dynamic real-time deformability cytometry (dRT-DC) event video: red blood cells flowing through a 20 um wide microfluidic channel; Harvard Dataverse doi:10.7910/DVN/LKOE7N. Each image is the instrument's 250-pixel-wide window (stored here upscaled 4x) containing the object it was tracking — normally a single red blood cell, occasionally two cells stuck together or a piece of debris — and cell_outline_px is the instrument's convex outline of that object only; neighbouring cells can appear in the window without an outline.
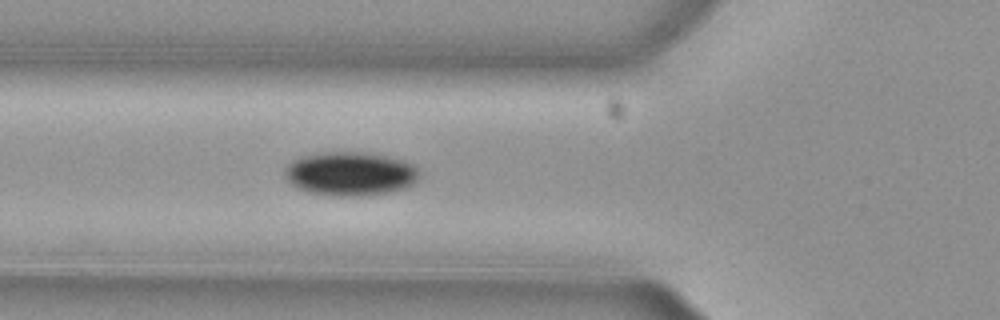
{"species": "common noctule bat (a hibernating species)", "species_latin": "Nyctalus noctula", "temperature_condition": "cold", "stored_images_in_passage": 42, "camera_frame_rate_fps": 3000, "um_per_image_px": 0.085, "animal": {"sex": "female", "body_mass_g": 29.2, "forearm_length_mm": 56.3}, "frame": {"image": 1, "passage_image": 10, "time_ms": 3.0, "image_size_px": [1000, 320], "cell_outline_px": [[420, 176], [416, 184], [392, 192], [360, 196], [332, 196], [308, 192], [296, 188], [284, 176], [284, 168], [292, 160], [300, 156], [324, 152], [364, 152], [388, 156], [404, 160], [412, 164], [420, 172]], "centroid_in_image_um": [29.78, 14.77], "position_along_channel_um": 96.0, "area_um2": 34.91}}
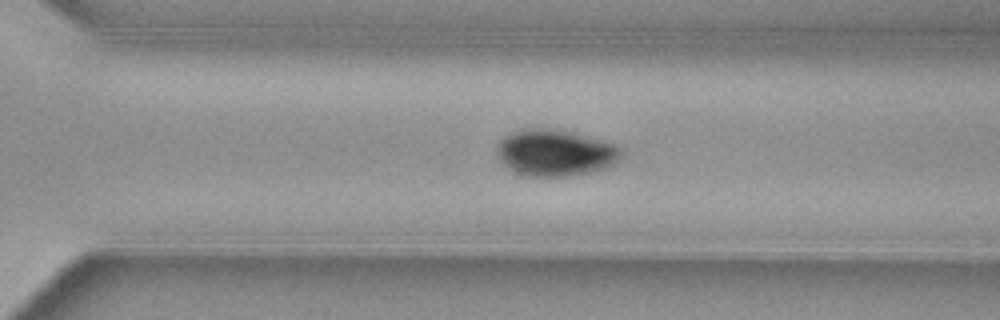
{"frame": {"image": 2, "passage_image": 28, "time_ms": 9.0, "image_size_px": [1000, 320], "cell_outline_px": [[620, 160], [616, 164], [608, 168], [568, 176], [528, 176], [516, 172], [508, 168], [496, 156], [496, 144], [508, 132], [528, 128], [556, 128], [576, 132], [616, 144], [620, 148]], "centroid_in_image_um": [47.18, 12.96], "position_along_channel_um": 323.4, "area_um2": 34.28}}
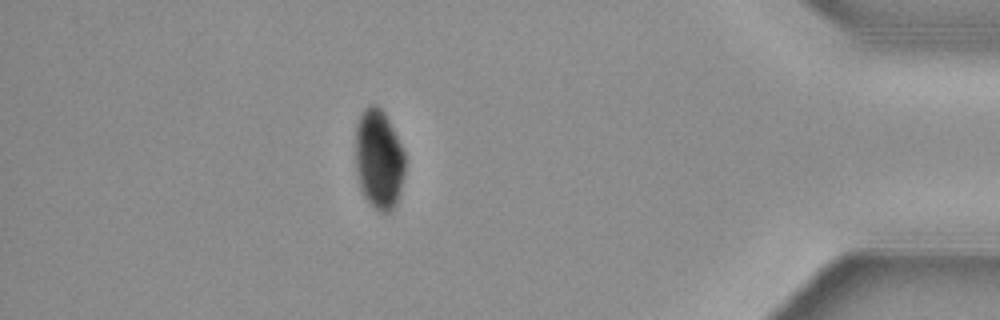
{"frame": {"image": 3, "passage_image": 38, "time_ms": 12.333, "image_size_px": [1000, 320], "cell_outline_px": [[404, 176], [400, 192], [396, 204], [392, 212], [380, 212], [364, 196], [360, 188], [356, 176], [356, 124], [364, 108], [368, 104], [376, 104], [384, 112], [404, 152]], "centroid_in_image_um": [32.19, 13.55], "position_along_channel_um": 403.0, "area_um2": 28.73}}